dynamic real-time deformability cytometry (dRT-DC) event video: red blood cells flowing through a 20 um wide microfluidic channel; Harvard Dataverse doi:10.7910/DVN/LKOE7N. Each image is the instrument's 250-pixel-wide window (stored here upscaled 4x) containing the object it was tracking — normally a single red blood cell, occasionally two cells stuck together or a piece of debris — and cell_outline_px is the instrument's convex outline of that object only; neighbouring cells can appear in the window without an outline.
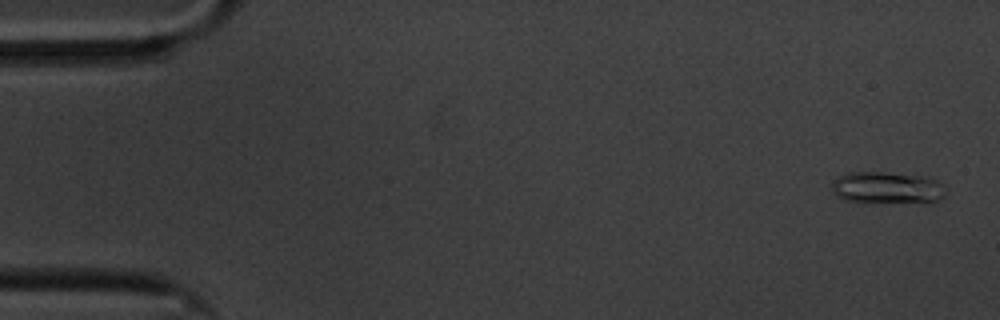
{"species": "common noctule bat (a hibernating species)", "species_latin": "Nyctalus noctula", "temperature_condition": "cold", "stored_images_in_passage": 55, "segment_of_instrument_passage": [1, 2], "camera_frame_rate_fps": 3000, "um_per_image_px": 0.085, "animal": {"sex": "male", "body_mass_g": 20.1, "forearm_length_mm": 53.5}, "frame": {"image": 1, "passage_image": 2, "time_ms": 0.333, "image_size_px": [1000, 320], "cell_outline_px": [[944, 196], [928, 204], [872, 204], [844, 200], [836, 196], [832, 192], [832, 184], [840, 176], [848, 172], [880, 172], [928, 176], [936, 180]], "centroid_in_image_um": [75.37, 16.01], "position_along_channel_um": 9.6, "area_um2": 21.85}}
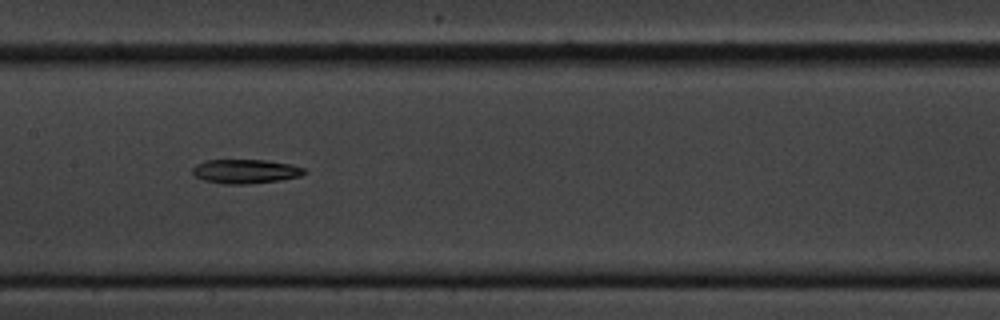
{"frame": {"image": 2, "passage_image": 29, "time_ms": 9.333, "image_size_px": [1000, 320], "cell_outline_px": [[304, 172], [300, 176], [280, 180], [248, 184], [224, 184], [204, 180], [196, 176], [192, 172], [192, 168], [196, 164], [204, 160], [264, 160], [292, 164], [304, 168]], "centroid_in_image_um": [20.84, 14.56], "position_along_channel_um": 186.6, "area_um2": 15.66}}
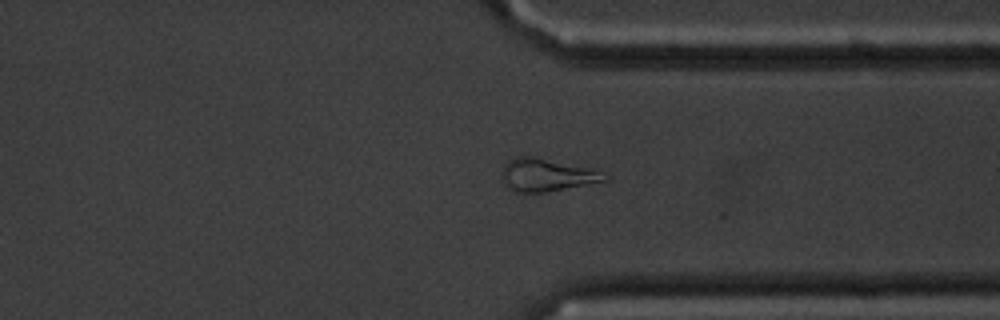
{"frame": {"image": 3, "passage_image": 45, "time_ms": 14.667, "image_size_px": [1000, 320], "cell_outline_px": [[608, 180], [588, 184], [524, 196], [512, 192], [504, 184], [500, 176], [504, 164], [508, 160], [516, 156], [536, 156], [592, 168], [608, 176]], "centroid_in_image_um": [46.37, 14.89], "position_along_channel_um": 365.0, "area_um2": 20.35}}